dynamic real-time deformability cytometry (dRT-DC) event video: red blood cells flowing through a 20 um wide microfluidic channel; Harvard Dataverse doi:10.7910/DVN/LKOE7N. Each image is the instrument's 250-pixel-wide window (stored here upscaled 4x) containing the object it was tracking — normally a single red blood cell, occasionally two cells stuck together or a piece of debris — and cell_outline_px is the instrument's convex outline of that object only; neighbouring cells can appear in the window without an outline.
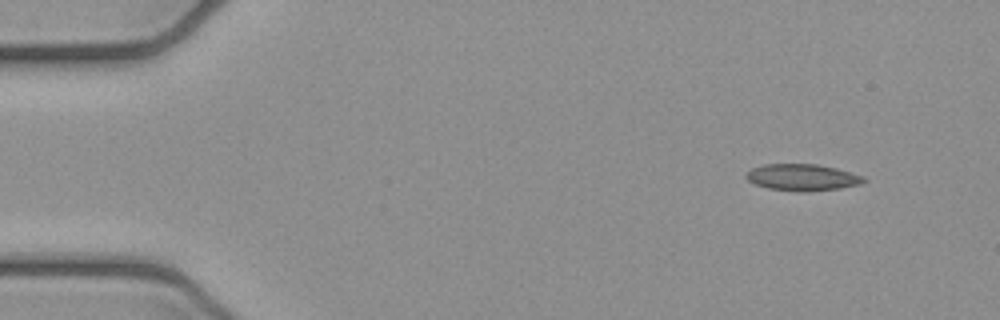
{"species": "common noctule bat (a hibernating species)", "species_latin": "Nyctalus noctula", "temperature_condition": "cold", "stored_images_in_passage": 3, "camera_frame_rate_fps": 3000, "um_per_image_px": 0.085, "animal": {"sex": "female", "body_mass_g": 21.9}, "frame": {"image": 1, "passage_image": 1, "time_ms": 0.0, "image_size_px": [1000, 320], "cell_outline_px": [[868, 180], [860, 184], [840, 188], [808, 192], [800, 192], [768, 188], [756, 184], [748, 180], [744, 176], [752, 168], [764, 164], [816, 164], [836, 168], [864, 176]], "centroid_in_image_um": [68.22, 15.08], "position_along_channel_um": 16.8, "area_um2": 18.26}}